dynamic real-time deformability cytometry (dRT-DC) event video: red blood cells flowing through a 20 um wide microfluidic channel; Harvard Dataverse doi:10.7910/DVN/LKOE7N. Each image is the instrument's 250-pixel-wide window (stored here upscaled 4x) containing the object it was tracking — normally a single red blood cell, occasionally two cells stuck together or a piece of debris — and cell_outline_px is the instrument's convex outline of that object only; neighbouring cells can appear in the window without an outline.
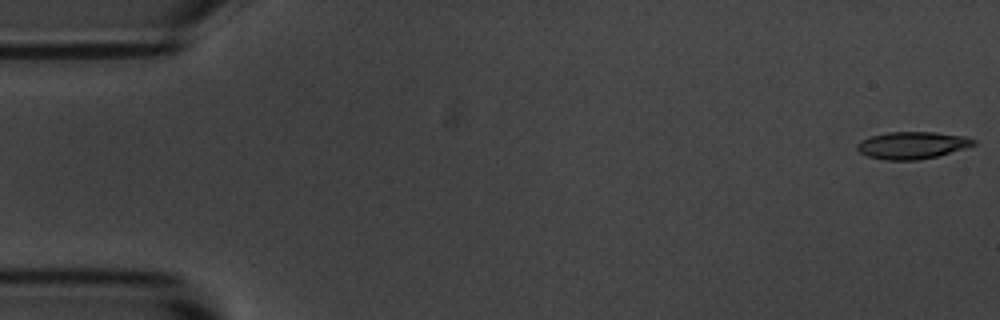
{"species": "common noctule bat (a hibernating species)", "species_latin": "Nyctalus noctula", "temperature_condition": "room temperature", "stored_images_in_passage": 54, "camera_frame_rate_fps": 3000, "um_per_image_px": 0.085, "animal": {"sex": "male", "body_mass_g": 20.1, "forearm_length_mm": 53.5}, "frame": {"image": 1, "passage_image": 1, "time_ms": 0.0, "image_size_px": [1000, 320], "cell_outline_px": [[976, 144], [964, 148], [936, 156], [916, 160], [888, 160], [868, 156], [860, 152], [856, 148], [856, 144], [860, 140], [872, 136], [888, 132], [936, 132], [964, 136], [976, 140]], "centroid_in_image_um": [77.52, 12.34], "position_along_channel_um": 7.5, "area_um2": 18.26}}
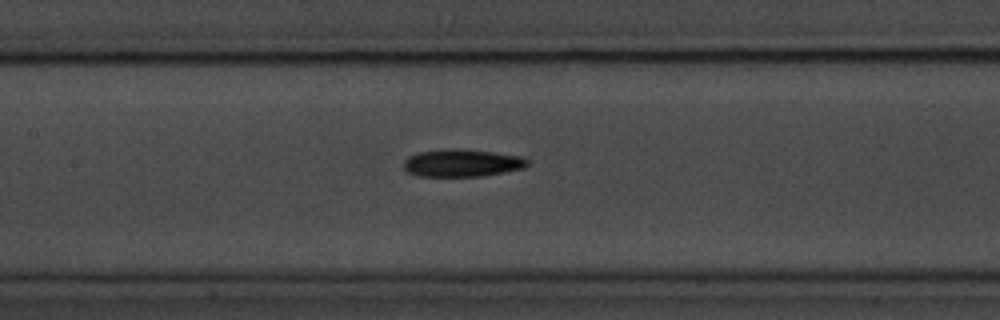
{"frame": {"image": 2, "passage_image": 25, "time_ms": 8.0, "image_size_px": [1000, 320], "cell_outline_px": [[528, 164], [524, 168], [504, 172], [480, 176], [420, 176], [408, 172], [404, 168], [404, 160], [408, 156], [420, 152], [440, 148], [460, 148], [492, 152], [520, 156], [528, 160]], "centroid_in_image_um": [39.24, 13.84], "position_along_channel_um": 168.2, "area_um2": 19.88}}
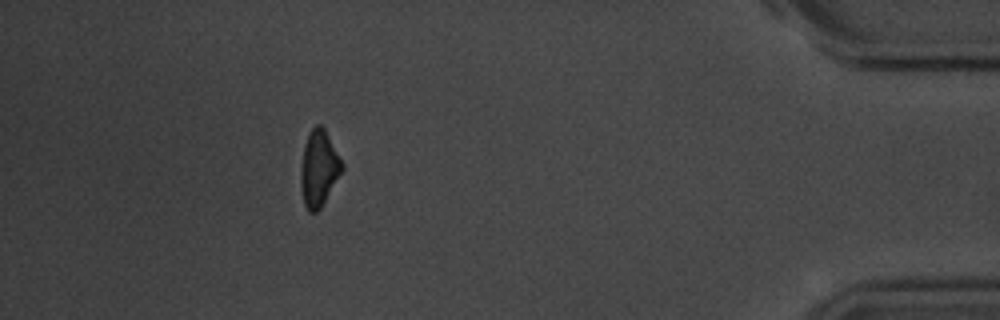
{"frame": {"image": 3, "passage_image": 49, "time_ms": 16.0, "image_size_px": [1000, 320], "cell_outline_px": [[344, 168], [320, 208], [316, 212], [308, 212], [304, 204], [300, 184], [300, 172], [304, 144], [308, 132], [316, 124], [320, 124], [324, 128], [344, 164]], "centroid_in_image_um": [27.09, 14.29], "position_along_channel_um": 408.1, "area_um2": 18.26}, "authors_computed_cell_mechanics": {"area_um2": 19.0162, "velocity_mm_per_s": 3.682, "shape_relaxation_time_tau1_ms": 2.3766, "shape_relaxation_time_tau2_ms": null, "deformation_change_tau1": 0.1032, "deformation_change_tau2": null}}